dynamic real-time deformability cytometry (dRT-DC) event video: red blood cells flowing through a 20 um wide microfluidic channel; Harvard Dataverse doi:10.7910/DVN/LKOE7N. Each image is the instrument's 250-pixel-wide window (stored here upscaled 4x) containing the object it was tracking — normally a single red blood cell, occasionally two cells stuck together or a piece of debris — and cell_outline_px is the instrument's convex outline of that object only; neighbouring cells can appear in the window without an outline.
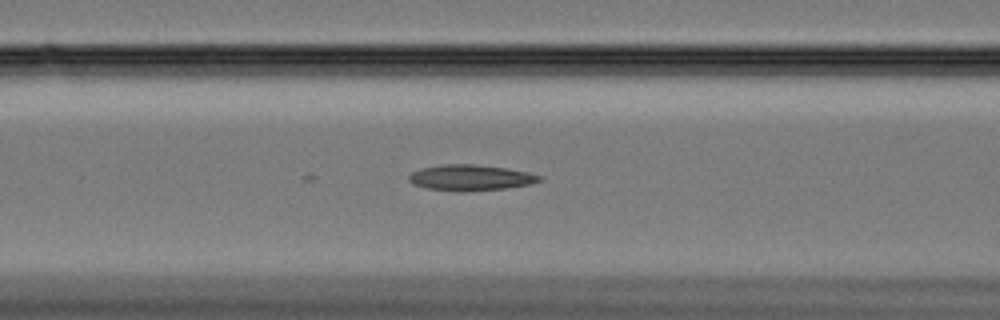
{"species": "Egyptian fruit bat (a non-hibernating species)", "species_latin": "Rousettus aegyptiacus", "temperature_condition": "cold", "stored_images_in_passage": 28, "camera_frame_rate_fps": 3000, "um_per_image_px": 0.085, "animal": {"sex": "female"}, "frame": {"image": 1, "passage_image": 20, "time_ms": 6.333, "image_size_px": [1000, 320], "cell_outline_px": [[540, 180], [532, 184], [504, 188], [464, 192], [460, 192], [428, 188], [412, 184], [408, 180], [408, 176], [412, 172], [424, 168], [440, 164], [472, 164], [504, 168], [528, 172], [540, 176]], "centroid_in_image_um": [39.96, 15.11], "position_along_channel_um": 126.6, "area_um2": 19.48}}
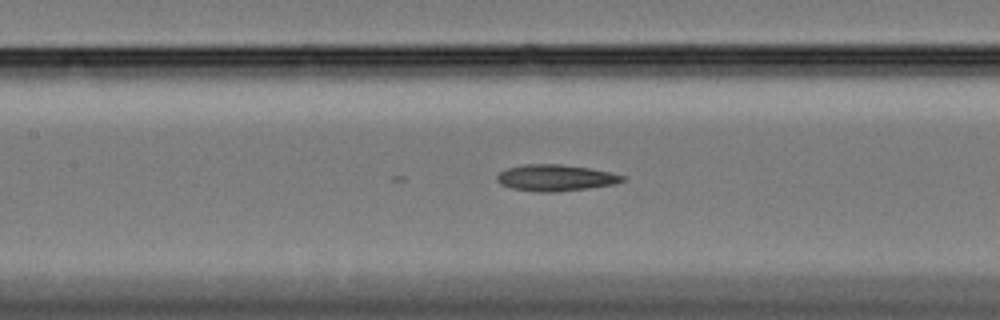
{"frame": {"image": 2, "passage_image": 23, "time_ms": 7.333, "image_size_px": [1000, 320], "cell_outline_px": [[624, 180], [616, 184], [588, 188], [552, 192], [540, 192], [512, 188], [500, 184], [496, 180], [496, 176], [500, 172], [508, 168], [524, 164], [560, 164], [588, 168], [608, 172], [624, 176]], "centroid_in_image_um": [47.19, 15.11], "position_along_channel_um": 160.2, "area_um2": 19.07}}
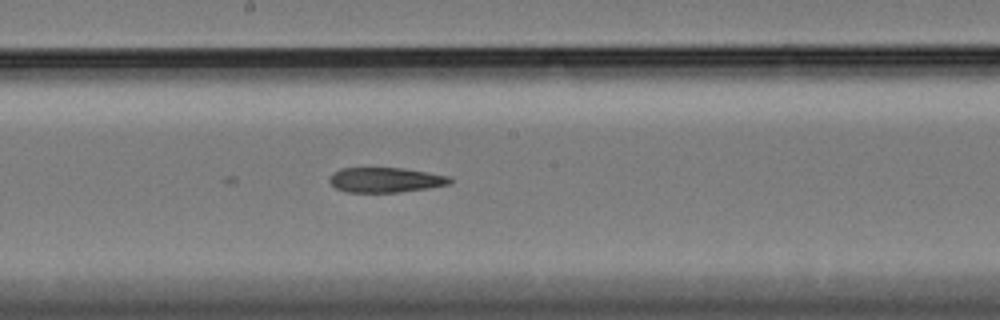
{"frame": {"image": 3, "passage_image": 28, "time_ms": 9.0, "image_size_px": [1000, 320], "cell_outline_px": [[452, 180], [448, 184], [400, 192], [348, 192], [336, 188], [328, 180], [332, 172], [340, 168], [404, 168], [448, 176]], "centroid_in_image_um": [32.7, 15.28], "position_along_channel_um": 215.5, "area_um2": 17.28}}